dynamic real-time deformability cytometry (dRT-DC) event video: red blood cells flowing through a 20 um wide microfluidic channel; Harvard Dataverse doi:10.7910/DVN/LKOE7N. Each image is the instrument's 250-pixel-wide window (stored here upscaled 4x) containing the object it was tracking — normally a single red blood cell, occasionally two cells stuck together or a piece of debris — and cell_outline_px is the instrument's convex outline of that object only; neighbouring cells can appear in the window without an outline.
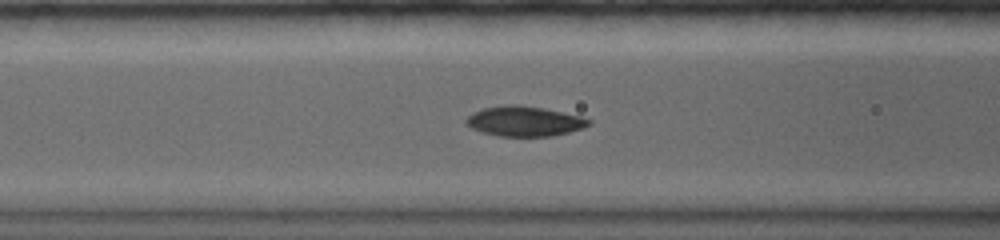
{"species": "common noctule bat (a hibernating species)", "species_latin": "Nyctalus noctula", "temperature_condition": "warm", "stored_images_in_passage": 29, "camera_frame_rate_fps": 5000, "um_per_image_px": 0.085, "animal": {"sex": "female", "body_mass_g": 19.0, "forearm_length_mm": 56.7}, "frame": {"image": 1, "passage_image": 4, "time_ms": 0.6, "image_size_px": [1000, 240], "cell_outline_px": [[592, 124], [584, 128], [552, 136], [496, 136], [480, 132], [472, 128], [464, 120], [472, 112], [484, 108], [504, 104], [520, 104], [544, 108], [580, 116], [592, 120]], "centroid_in_image_um": [44.57, 10.3], "position_along_channel_um": 122.0, "area_um2": 21.68}}
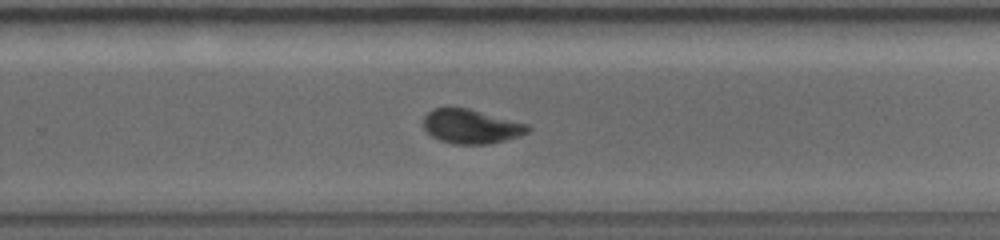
{"frame": {"image": 2, "passage_image": 16, "time_ms": 3.0, "image_size_px": [1000, 240], "cell_outline_px": [[532, 128], [528, 132], [520, 136], [488, 144], [452, 144], [440, 140], [432, 136], [424, 128], [424, 116], [432, 108], [448, 104], [468, 108], [528, 124]], "centroid_in_image_um": [40.01, 10.71], "position_along_channel_um": 289.8, "area_um2": 21.27}}
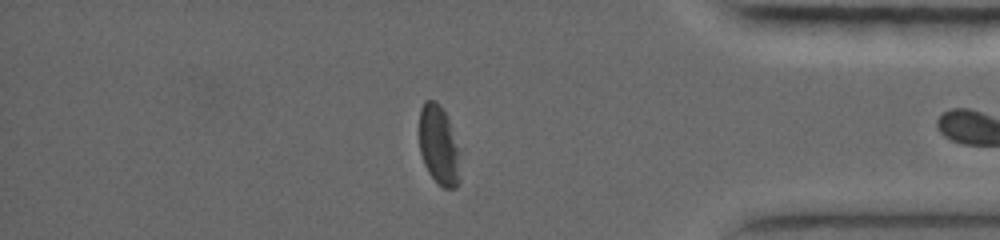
{"frame": {"image": 3, "passage_image": 28, "time_ms": 5.4, "image_size_px": [1000, 240], "cell_outline_px": [[460, 180], [456, 188], [444, 188], [428, 172], [424, 164], [420, 152], [420, 108], [424, 100], [436, 100], [440, 104], [448, 120], [456, 148]], "centroid_in_image_um": [37.25, 12.33], "position_along_channel_um": 397.9, "area_um2": 18.26}}